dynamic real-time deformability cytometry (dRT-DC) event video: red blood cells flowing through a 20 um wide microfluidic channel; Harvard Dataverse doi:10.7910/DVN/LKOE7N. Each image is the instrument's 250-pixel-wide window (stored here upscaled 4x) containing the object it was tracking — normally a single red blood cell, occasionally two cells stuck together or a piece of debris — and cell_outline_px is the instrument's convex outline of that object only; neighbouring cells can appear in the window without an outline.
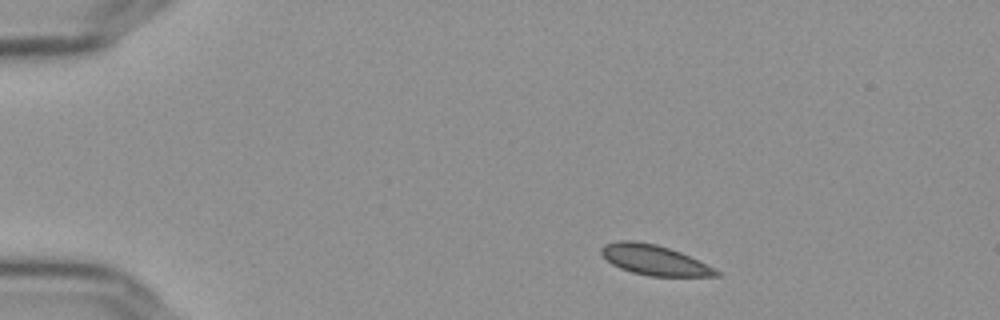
{"species": "Egyptian fruit bat (a non-hibernating species)", "species_latin": "Rousettus aegyptiacus", "temperature_condition": "cold", "stored_images_in_passage": 48, "camera_frame_rate_fps": 3000, "um_per_image_px": 0.085, "frame": {"image": 1, "passage_image": 1, "time_ms": 0.0, "image_size_px": [1000, 320], "cell_outline_px": [[720, 276], [648, 276], [632, 272], [620, 268], [612, 264], [600, 252], [600, 248], [604, 244], [620, 240], [632, 240], [656, 244], [680, 252], [720, 272]], "centroid_in_image_um": [55.55, 22.09], "position_along_channel_um": 29.4, "area_um2": 19.83}}
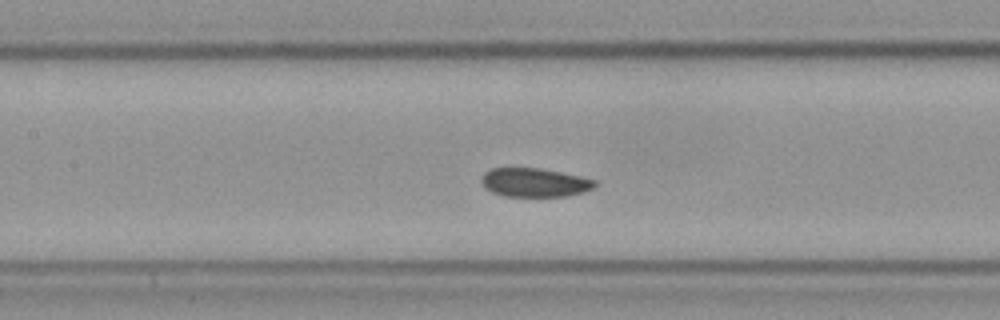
{"frame": {"image": 2, "passage_image": 18, "time_ms": 5.667, "image_size_px": [1000, 320], "cell_outline_px": [[596, 184], [592, 188], [584, 192], [568, 196], [504, 196], [492, 192], [484, 188], [480, 180], [480, 176], [484, 172], [492, 168], [540, 168], [580, 176], [596, 180]], "centroid_in_image_um": [45.4, 15.51], "position_along_channel_um": 162.0, "area_um2": 19.13}}
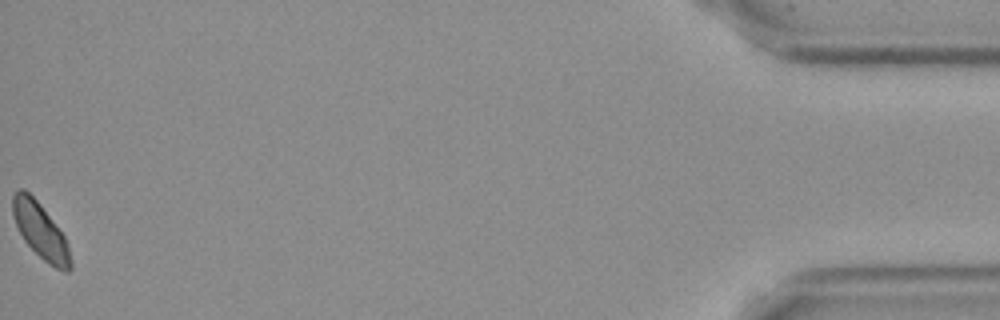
{"frame": {"image": 3, "passage_image": 48, "time_ms": 15.667, "image_size_px": [1000, 320], "cell_outline_px": [[72, 268], [68, 272], [64, 272], [48, 264], [24, 240], [12, 216], [12, 196], [20, 188], [24, 188], [40, 204], [64, 236], [68, 244], [72, 260]], "centroid_in_image_um": [3.45, 19.64], "position_along_channel_um": 431.7, "area_um2": 18.55}, "authors_computed_cell_mechanics": {"area_um2": 19.6231, "velocity_mm_per_s": 3.5992, "shape_relaxation_time_tau1_ms": 3.9993, "shape_relaxation_time_tau2_ms": 4.1612, "deformation_change_tau1": 0.0554, "deformation_change_tau2": 0.0384}}